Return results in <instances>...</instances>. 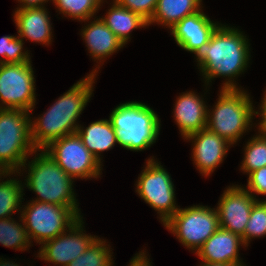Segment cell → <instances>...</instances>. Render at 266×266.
<instances>
[{"mask_svg": "<svg viewBox=\"0 0 266 266\" xmlns=\"http://www.w3.org/2000/svg\"><path fill=\"white\" fill-rule=\"evenodd\" d=\"M33 72L31 61L0 64V108L32 111L36 103Z\"/></svg>", "mask_w": 266, "mask_h": 266, "instance_id": "11", "label": "cell"}, {"mask_svg": "<svg viewBox=\"0 0 266 266\" xmlns=\"http://www.w3.org/2000/svg\"><path fill=\"white\" fill-rule=\"evenodd\" d=\"M116 1L120 6L131 10L132 12L138 13L144 19L149 21L156 9L158 0H113Z\"/></svg>", "mask_w": 266, "mask_h": 266, "instance_id": "30", "label": "cell"}, {"mask_svg": "<svg viewBox=\"0 0 266 266\" xmlns=\"http://www.w3.org/2000/svg\"><path fill=\"white\" fill-rule=\"evenodd\" d=\"M5 171L0 167V174H4Z\"/></svg>", "mask_w": 266, "mask_h": 266, "instance_id": "39", "label": "cell"}, {"mask_svg": "<svg viewBox=\"0 0 266 266\" xmlns=\"http://www.w3.org/2000/svg\"><path fill=\"white\" fill-rule=\"evenodd\" d=\"M258 199L244 188L233 185L228 187L219 200V227L239 235L244 243V231L249 220L252 206Z\"/></svg>", "mask_w": 266, "mask_h": 266, "instance_id": "13", "label": "cell"}, {"mask_svg": "<svg viewBox=\"0 0 266 266\" xmlns=\"http://www.w3.org/2000/svg\"><path fill=\"white\" fill-rule=\"evenodd\" d=\"M102 240L97 238L84 253L67 266H112V250L105 244L106 240Z\"/></svg>", "mask_w": 266, "mask_h": 266, "instance_id": "25", "label": "cell"}, {"mask_svg": "<svg viewBox=\"0 0 266 266\" xmlns=\"http://www.w3.org/2000/svg\"><path fill=\"white\" fill-rule=\"evenodd\" d=\"M23 225V226H22ZM19 224L11 217L0 219V243L3 246L25 251L31 241L24 224Z\"/></svg>", "mask_w": 266, "mask_h": 266, "instance_id": "23", "label": "cell"}, {"mask_svg": "<svg viewBox=\"0 0 266 266\" xmlns=\"http://www.w3.org/2000/svg\"><path fill=\"white\" fill-rule=\"evenodd\" d=\"M14 22L18 29V36L28 40L49 45L52 39V27L46 7L22 9L17 8Z\"/></svg>", "mask_w": 266, "mask_h": 266, "instance_id": "18", "label": "cell"}, {"mask_svg": "<svg viewBox=\"0 0 266 266\" xmlns=\"http://www.w3.org/2000/svg\"><path fill=\"white\" fill-rule=\"evenodd\" d=\"M23 44V40L19 36H3L0 39V55L3 57L0 59V64H20L30 61L29 53L22 50Z\"/></svg>", "mask_w": 266, "mask_h": 266, "instance_id": "29", "label": "cell"}, {"mask_svg": "<svg viewBox=\"0 0 266 266\" xmlns=\"http://www.w3.org/2000/svg\"><path fill=\"white\" fill-rule=\"evenodd\" d=\"M245 147V155L240 166L244 173L250 174L266 166V135L263 132L260 131L258 136H253Z\"/></svg>", "mask_w": 266, "mask_h": 266, "instance_id": "26", "label": "cell"}, {"mask_svg": "<svg viewBox=\"0 0 266 266\" xmlns=\"http://www.w3.org/2000/svg\"><path fill=\"white\" fill-rule=\"evenodd\" d=\"M82 217L69 230L43 243L38 256L44 261L67 266L98 238L83 233ZM69 231V234H68Z\"/></svg>", "mask_w": 266, "mask_h": 266, "instance_id": "12", "label": "cell"}, {"mask_svg": "<svg viewBox=\"0 0 266 266\" xmlns=\"http://www.w3.org/2000/svg\"><path fill=\"white\" fill-rule=\"evenodd\" d=\"M28 164L26 187L39 197L36 202H45L65 207H78L74 196L73 181L44 150L36 154Z\"/></svg>", "mask_w": 266, "mask_h": 266, "instance_id": "5", "label": "cell"}, {"mask_svg": "<svg viewBox=\"0 0 266 266\" xmlns=\"http://www.w3.org/2000/svg\"><path fill=\"white\" fill-rule=\"evenodd\" d=\"M266 235V200L256 201L252 206L249 220L244 231V246L252 238Z\"/></svg>", "mask_w": 266, "mask_h": 266, "instance_id": "28", "label": "cell"}, {"mask_svg": "<svg viewBox=\"0 0 266 266\" xmlns=\"http://www.w3.org/2000/svg\"><path fill=\"white\" fill-rule=\"evenodd\" d=\"M246 189L253 198L256 199L254 193L258 195H266V166L261 167L249 174L248 184Z\"/></svg>", "mask_w": 266, "mask_h": 266, "instance_id": "31", "label": "cell"}, {"mask_svg": "<svg viewBox=\"0 0 266 266\" xmlns=\"http://www.w3.org/2000/svg\"><path fill=\"white\" fill-rule=\"evenodd\" d=\"M13 173L15 174V172H5L4 174H0V178H2L1 176H8V175H10V174H12L13 175Z\"/></svg>", "mask_w": 266, "mask_h": 266, "instance_id": "38", "label": "cell"}, {"mask_svg": "<svg viewBox=\"0 0 266 266\" xmlns=\"http://www.w3.org/2000/svg\"><path fill=\"white\" fill-rule=\"evenodd\" d=\"M23 186L16 179L0 182V219L9 218L12 213L21 209ZM10 215V216H8Z\"/></svg>", "mask_w": 266, "mask_h": 266, "instance_id": "24", "label": "cell"}, {"mask_svg": "<svg viewBox=\"0 0 266 266\" xmlns=\"http://www.w3.org/2000/svg\"><path fill=\"white\" fill-rule=\"evenodd\" d=\"M101 19L124 45L130 38L131 30L149 26L148 21L141 15L120 6L116 1L108 9L107 15Z\"/></svg>", "mask_w": 266, "mask_h": 266, "instance_id": "22", "label": "cell"}, {"mask_svg": "<svg viewBox=\"0 0 266 266\" xmlns=\"http://www.w3.org/2000/svg\"><path fill=\"white\" fill-rule=\"evenodd\" d=\"M97 71L74 84L43 116L31 121V138L37 150L41 152L52 141L76 133L80 126L76 121L92 96Z\"/></svg>", "mask_w": 266, "mask_h": 266, "instance_id": "2", "label": "cell"}, {"mask_svg": "<svg viewBox=\"0 0 266 266\" xmlns=\"http://www.w3.org/2000/svg\"><path fill=\"white\" fill-rule=\"evenodd\" d=\"M43 150L73 179L97 178L101 174L102 164L77 133L54 140Z\"/></svg>", "mask_w": 266, "mask_h": 266, "instance_id": "10", "label": "cell"}, {"mask_svg": "<svg viewBox=\"0 0 266 266\" xmlns=\"http://www.w3.org/2000/svg\"><path fill=\"white\" fill-rule=\"evenodd\" d=\"M63 13L79 21H88L99 10L103 0H52Z\"/></svg>", "mask_w": 266, "mask_h": 266, "instance_id": "27", "label": "cell"}, {"mask_svg": "<svg viewBox=\"0 0 266 266\" xmlns=\"http://www.w3.org/2000/svg\"><path fill=\"white\" fill-rule=\"evenodd\" d=\"M129 266H152L144 252H139L135 255L131 261Z\"/></svg>", "mask_w": 266, "mask_h": 266, "instance_id": "32", "label": "cell"}, {"mask_svg": "<svg viewBox=\"0 0 266 266\" xmlns=\"http://www.w3.org/2000/svg\"><path fill=\"white\" fill-rule=\"evenodd\" d=\"M118 144L131 151L147 149L158 138L160 118L150 106L141 102L119 104L109 117Z\"/></svg>", "mask_w": 266, "mask_h": 266, "instance_id": "3", "label": "cell"}, {"mask_svg": "<svg viewBox=\"0 0 266 266\" xmlns=\"http://www.w3.org/2000/svg\"><path fill=\"white\" fill-rule=\"evenodd\" d=\"M76 133L100 163L101 158L99 153L112 149L115 143H118L115 129L110 119L92 122L85 130L82 126H79Z\"/></svg>", "mask_w": 266, "mask_h": 266, "instance_id": "20", "label": "cell"}, {"mask_svg": "<svg viewBox=\"0 0 266 266\" xmlns=\"http://www.w3.org/2000/svg\"><path fill=\"white\" fill-rule=\"evenodd\" d=\"M0 258V266H19V264L12 263L13 261L1 260Z\"/></svg>", "mask_w": 266, "mask_h": 266, "instance_id": "36", "label": "cell"}, {"mask_svg": "<svg viewBox=\"0 0 266 266\" xmlns=\"http://www.w3.org/2000/svg\"><path fill=\"white\" fill-rule=\"evenodd\" d=\"M219 25L202 12L187 16L170 28L178 46L194 53L196 49L209 42Z\"/></svg>", "mask_w": 266, "mask_h": 266, "instance_id": "16", "label": "cell"}, {"mask_svg": "<svg viewBox=\"0 0 266 266\" xmlns=\"http://www.w3.org/2000/svg\"><path fill=\"white\" fill-rule=\"evenodd\" d=\"M200 266H238V265L212 264V263H204V262H202V264Z\"/></svg>", "mask_w": 266, "mask_h": 266, "instance_id": "37", "label": "cell"}, {"mask_svg": "<svg viewBox=\"0 0 266 266\" xmlns=\"http://www.w3.org/2000/svg\"><path fill=\"white\" fill-rule=\"evenodd\" d=\"M20 3V8L22 9H30V8H38L42 7L45 2H48V0H18Z\"/></svg>", "mask_w": 266, "mask_h": 266, "instance_id": "33", "label": "cell"}, {"mask_svg": "<svg viewBox=\"0 0 266 266\" xmlns=\"http://www.w3.org/2000/svg\"><path fill=\"white\" fill-rule=\"evenodd\" d=\"M246 37L236 28L219 24L209 42L195 50L206 84L222 76L229 78L222 89H238L233 78L246 70L249 63L250 49Z\"/></svg>", "mask_w": 266, "mask_h": 266, "instance_id": "1", "label": "cell"}, {"mask_svg": "<svg viewBox=\"0 0 266 266\" xmlns=\"http://www.w3.org/2000/svg\"><path fill=\"white\" fill-rule=\"evenodd\" d=\"M29 115L22 109L0 108V167L5 172L20 173L29 155L39 152L32 142Z\"/></svg>", "mask_w": 266, "mask_h": 266, "instance_id": "4", "label": "cell"}, {"mask_svg": "<svg viewBox=\"0 0 266 266\" xmlns=\"http://www.w3.org/2000/svg\"><path fill=\"white\" fill-rule=\"evenodd\" d=\"M260 121L258 129L266 135V119H261Z\"/></svg>", "mask_w": 266, "mask_h": 266, "instance_id": "35", "label": "cell"}, {"mask_svg": "<svg viewBox=\"0 0 266 266\" xmlns=\"http://www.w3.org/2000/svg\"><path fill=\"white\" fill-rule=\"evenodd\" d=\"M188 249L197 251L219 228L218 212L207 206L193 205L179 209L164 224Z\"/></svg>", "mask_w": 266, "mask_h": 266, "instance_id": "8", "label": "cell"}, {"mask_svg": "<svg viewBox=\"0 0 266 266\" xmlns=\"http://www.w3.org/2000/svg\"><path fill=\"white\" fill-rule=\"evenodd\" d=\"M81 31L90 55L99 62L113 55L125 46L123 42L106 26L101 18L92 21ZM102 60V61H101Z\"/></svg>", "mask_w": 266, "mask_h": 266, "instance_id": "19", "label": "cell"}, {"mask_svg": "<svg viewBox=\"0 0 266 266\" xmlns=\"http://www.w3.org/2000/svg\"><path fill=\"white\" fill-rule=\"evenodd\" d=\"M185 139H194L192 157L199 172L205 176L210 175L223 158L231 145L218 134L207 128L187 136Z\"/></svg>", "mask_w": 266, "mask_h": 266, "instance_id": "14", "label": "cell"}, {"mask_svg": "<svg viewBox=\"0 0 266 266\" xmlns=\"http://www.w3.org/2000/svg\"><path fill=\"white\" fill-rule=\"evenodd\" d=\"M207 108L203 99L194 92L183 93L177 98L174 119L184 138L206 129Z\"/></svg>", "mask_w": 266, "mask_h": 266, "instance_id": "17", "label": "cell"}, {"mask_svg": "<svg viewBox=\"0 0 266 266\" xmlns=\"http://www.w3.org/2000/svg\"><path fill=\"white\" fill-rule=\"evenodd\" d=\"M138 177L136 192L160 215L163 225L179 209L175 206L174 185L168 172L153 158L148 159Z\"/></svg>", "mask_w": 266, "mask_h": 266, "instance_id": "9", "label": "cell"}, {"mask_svg": "<svg viewBox=\"0 0 266 266\" xmlns=\"http://www.w3.org/2000/svg\"><path fill=\"white\" fill-rule=\"evenodd\" d=\"M261 102L262 104L260 106V112L256 111V114H260V117H262L261 119H266V91L264 93V98Z\"/></svg>", "mask_w": 266, "mask_h": 266, "instance_id": "34", "label": "cell"}, {"mask_svg": "<svg viewBox=\"0 0 266 266\" xmlns=\"http://www.w3.org/2000/svg\"><path fill=\"white\" fill-rule=\"evenodd\" d=\"M242 245L239 235L219 227L196 254L204 263L244 266L238 255Z\"/></svg>", "mask_w": 266, "mask_h": 266, "instance_id": "15", "label": "cell"}, {"mask_svg": "<svg viewBox=\"0 0 266 266\" xmlns=\"http://www.w3.org/2000/svg\"><path fill=\"white\" fill-rule=\"evenodd\" d=\"M79 211L78 207L32 200L21 212L20 221L24 223L29 239L43 244L69 230L81 218Z\"/></svg>", "mask_w": 266, "mask_h": 266, "instance_id": "7", "label": "cell"}, {"mask_svg": "<svg viewBox=\"0 0 266 266\" xmlns=\"http://www.w3.org/2000/svg\"><path fill=\"white\" fill-rule=\"evenodd\" d=\"M201 2L202 0H158L148 24L157 22L170 29L183 18L200 11Z\"/></svg>", "mask_w": 266, "mask_h": 266, "instance_id": "21", "label": "cell"}, {"mask_svg": "<svg viewBox=\"0 0 266 266\" xmlns=\"http://www.w3.org/2000/svg\"><path fill=\"white\" fill-rule=\"evenodd\" d=\"M240 89H221L215 108L207 115L206 128L231 145L250 129L256 114L249 94Z\"/></svg>", "mask_w": 266, "mask_h": 266, "instance_id": "6", "label": "cell"}]
</instances>
